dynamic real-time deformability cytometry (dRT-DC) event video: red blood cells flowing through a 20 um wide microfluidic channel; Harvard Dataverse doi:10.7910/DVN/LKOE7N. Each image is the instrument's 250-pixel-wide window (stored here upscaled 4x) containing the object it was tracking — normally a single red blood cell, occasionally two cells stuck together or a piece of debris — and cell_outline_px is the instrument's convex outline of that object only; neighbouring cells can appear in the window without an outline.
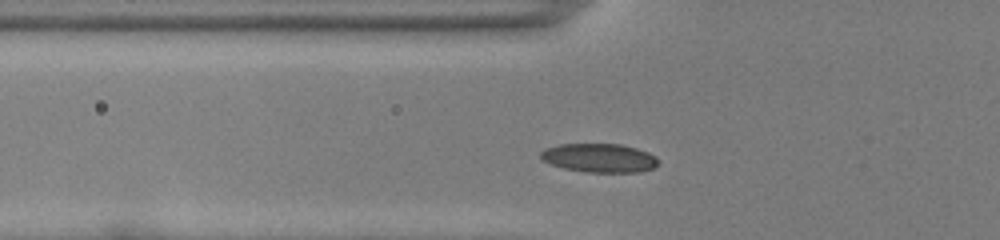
{"species": "common noctule bat (a hibernating species)", "species_latin": "Nyctalus noctula", "temperature_condition": "room temperature", "stored_images_in_passage": 45, "segment_of_instrument_passage": [1, 2], "camera_frame_rate_fps": 3000, "um_per_image_px": 0.085, "animal": {"sex": "female", "body_mass_g": 22.0, "forearm_length_mm": 56.7}, "frame": {"image": 1, "passage_image": 10, "time_ms": 3.0, "image_size_px": [1000, 240], "cell_outline_px": [[660, 164], [652, 168], [640, 172], [584, 172], [564, 168], [552, 164], [544, 160], [540, 156], [540, 152], [544, 148], [560, 144], [620, 144], [636, 148], [648, 152], [656, 156], [660, 160]], "centroid_in_image_um": [50.98, 13.42], "position_along_channel_um": 74.8, "area_um2": 19.83}}
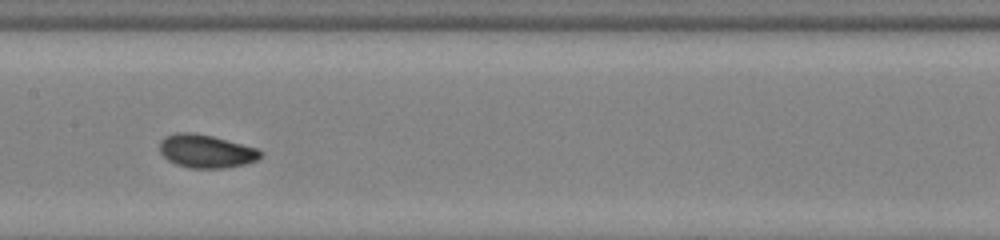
{"frame": {"image": 2, "passage_image": 19, "time_ms": 6.0, "image_size_px": [1000, 240], "cell_outline_px": [[264, 152], [256, 160], [244, 164], [228, 168], [188, 168], [176, 164], [168, 160], [160, 152], [160, 140], [164, 136], [176, 132], [192, 132], [212, 136], [260, 148]], "centroid_in_image_um": [17.53, 12.84], "position_along_channel_um": 189.9, "area_um2": 19.77}}
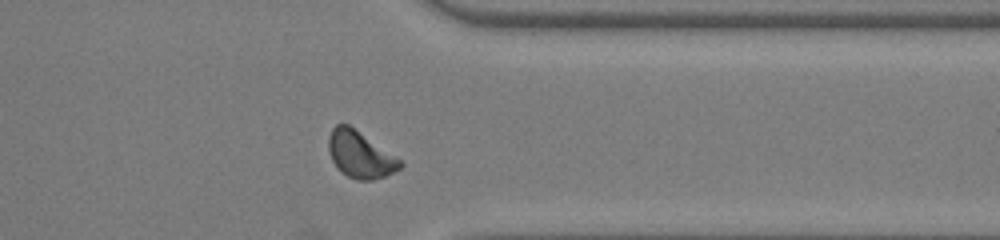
{"frame": {"image": 3, "passage_image": 34, "time_ms": 11.0, "image_size_px": [1000, 240], "cell_outline_px": [[404, 164], [400, 168], [384, 176], [372, 180], [356, 180], [340, 172], [332, 160], [328, 152], [328, 136], [332, 128], [336, 124], [348, 124], [400, 160]], "centroid_in_image_um": [30.55, 13.15], "position_along_channel_um": 380.8, "area_um2": 19.13}}